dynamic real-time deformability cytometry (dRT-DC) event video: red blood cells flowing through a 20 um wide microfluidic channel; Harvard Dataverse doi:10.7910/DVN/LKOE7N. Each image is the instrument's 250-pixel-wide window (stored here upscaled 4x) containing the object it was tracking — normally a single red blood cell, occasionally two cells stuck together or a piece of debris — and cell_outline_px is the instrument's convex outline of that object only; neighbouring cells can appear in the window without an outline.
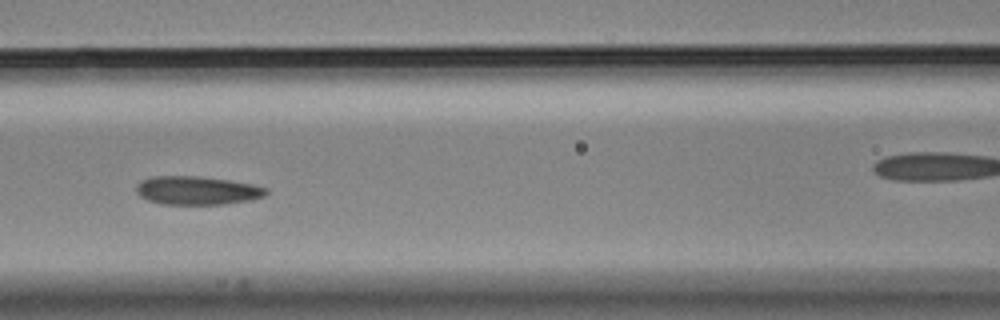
{"species": "Egyptian fruit bat (a non-hibernating species)", "species_latin": "Rousettus aegyptiacus", "temperature_condition": "cold", "stored_images_in_passage": 14, "camera_frame_rate_fps": 3000, "um_per_image_px": 0.085, "animal": {"sex": "male"}, "frame": {"image": 1, "passage_image": 5, "time_ms": 1.333, "image_size_px": [1000, 320], "cell_outline_px": [[268, 192], [264, 196], [252, 200], [224, 204], [164, 204], [148, 200], [140, 196], [136, 192], [136, 184], [140, 180], [152, 176], [200, 176], [228, 180], [252, 184], [268, 188]], "centroid_in_image_um": [16.74, 16.18], "position_along_channel_um": 149.9, "area_um2": 21.68}}
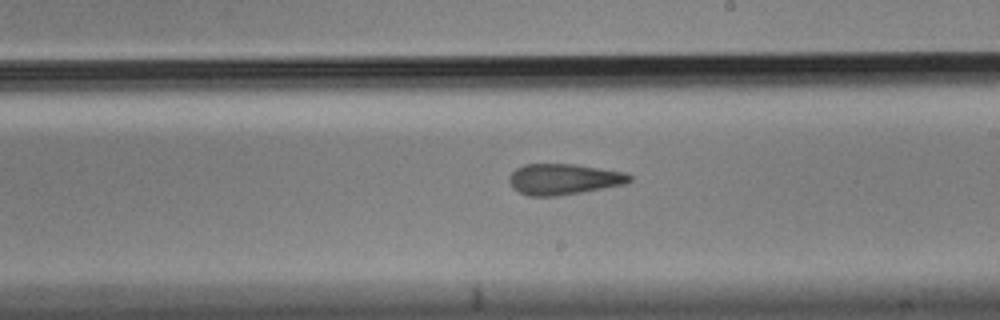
{"frame": {"image": 2, "passage_image": 8, "time_ms": 2.333, "image_size_px": [1000, 320], "cell_outline_px": [[632, 180], [624, 184], [580, 192], [556, 196], [528, 196], [516, 192], [512, 188], [508, 180], [508, 176], [516, 168], [524, 164], [576, 164], [628, 172], [632, 176]], "centroid_in_image_um": [47.89, 15.22], "position_along_channel_um": 241.1, "area_um2": 21.91}}
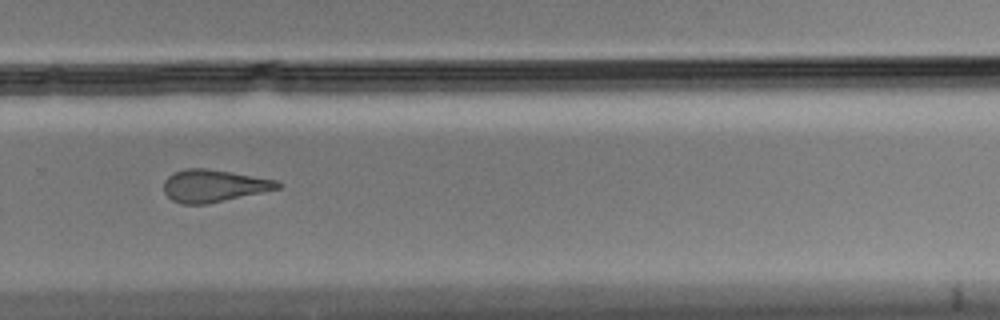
{"frame": {"image": 3, "passage_image": 10, "time_ms": 3.0, "image_size_px": [1000, 320], "cell_outline_px": [[284, 184], [280, 188], [224, 200], [204, 204], [180, 204], [172, 200], [164, 192], [164, 180], [168, 176], [184, 168], [208, 168], [232, 172], [276, 180]], "centroid_in_image_um": [18.15, 15.78], "position_along_channel_um": 311.6, "area_um2": 21.33}}